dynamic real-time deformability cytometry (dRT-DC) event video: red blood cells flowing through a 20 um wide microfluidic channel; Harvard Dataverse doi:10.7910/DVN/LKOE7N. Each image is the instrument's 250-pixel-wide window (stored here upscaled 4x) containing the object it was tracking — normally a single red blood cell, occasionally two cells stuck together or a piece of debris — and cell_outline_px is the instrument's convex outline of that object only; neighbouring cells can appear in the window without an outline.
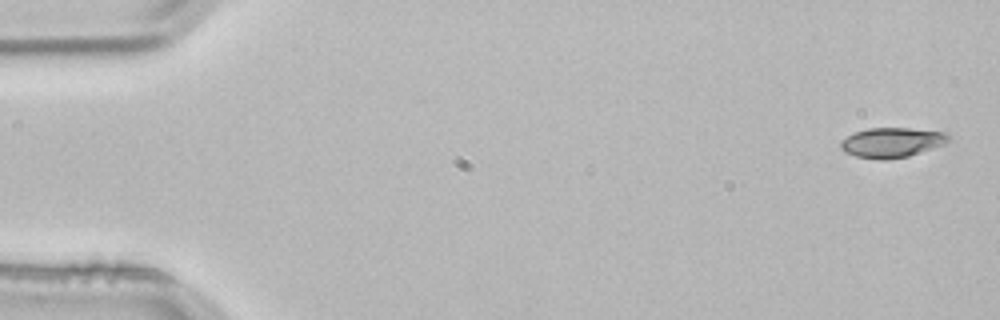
{"species": "common noctule bat (a hibernating species)", "species_latin": "Nyctalus noctula", "temperature_condition": "room temperature", "stored_images_in_passage": 5, "segment_of_instrument_passage": [1, 2], "camera_frame_rate_fps": 3000, "um_per_image_px": 0.085, "animal": {"sex": "male", "body_mass_g": 21.5, "forearm_length_mm": 52.0}, "frame": {"image": 1, "passage_image": 1, "time_ms": 0.0, "image_size_px": [1000, 320], "cell_outline_px": [[952, 140], [944, 144], [908, 156], [884, 160], [880, 160], [856, 156], [844, 152], [840, 148], [840, 140], [852, 132], [868, 128], [908, 128], [948, 132], [952, 136]], "centroid_in_image_um": [75.81, 12.1], "position_along_channel_um": 9.2, "area_um2": 19.07}}